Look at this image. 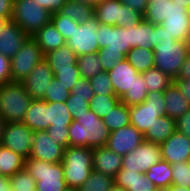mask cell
<instances>
[{
    "label": "cell",
    "mask_w": 190,
    "mask_h": 191,
    "mask_svg": "<svg viewBox=\"0 0 190 191\" xmlns=\"http://www.w3.org/2000/svg\"><path fill=\"white\" fill-rule=\"evenodd\" d=\"M169 1L170 0H158L149 2L143 14V19L149 21L153 25H161L166 19L167 3Z\"/></svg>",
    "instance_id": "ab89813d"
},
{
    "label": "cell",
    "mask_w": 190,
    "mask_h": 191,
    "mask_svg": "<svg viewBox=\"0 0 190 191\" xmlns=\"http://www.w3.org/2000/svg\"><path fill=\"white\" fill-rule=\"evenodd\" d=\"M53 74L54 78L69 92L81 78L77 63L72 68L58 69V72H53Z\"/></svg>",
    "instance_id": "7bdbcfd3"
},
{
    "label": "cell",
    "mask_w": 190,
    "mask_h": 191,
    "mask_svg": "<svg viewBox=\"0 0 190 191\" xmlns=\"http://www.w3.org/2000/svg\"><path fill=\"white\" fill-rule=\"evenodd\" d=\"M122 9L121 23L118 27L131 29L143 19V14L132 8L129 9L125 4H122Z\"/></svg>",
    "instance_id": "c3c4849f"
},
{
    "label": "cell",
    "mask_w": 190,
    "mask_h": 191,
    "mask_svg": "<svg viewBox=\"0 0 190 191\" xmlns=\"http://www.w3.org/2000/svg\"><path fill=\"white\" fill-rule=\"evenodd\" d=\"M108 74L115 95L121 98L128 90L132 89L135 78L140 73L137 72L126 59H123L119 61L113 69L109 70Z\"/></svg>",
    "instance_id": "d6986e66"
},
{
    "label": "cell",
    "mask_w": 190,
    "mask_h": 191,
    "mask_svg": "<svg viewBox=\"0 0 190 191\" xmlns=\"http://www.w3.org/2000/svg\"><path fill=\"white\" fill-rule=\"evenodd\" d=\"M173 84L178 88L184 98L190 103V79L174 80Z\"/></svg>",
    "instance_id": "680465c9"
},
{
    "label": "cell",
    "mask_w": 190,
    "mask_h": 191,
    "mask_svg": "<svg viewBox=\"0 0 190 191\" xmlns=\"http://www.w3.org/2000/svg\"><path fill=\"white\" fill-rule=\"evenodd\" d=\"M33 133L34 131L22 122H7L3 129L1 145L28 159Z\"/></svg>",
    "instance_id": "7c38bea8"
},
{
    "label": "cell",
    "mask_w": 190,
    "mask_h": 191,
    "mask_svg": "<svg viewBox=\"0 0 190 191\" xmlns=\"http://www.w3.org/2000/svg\"><path fill=\"white\" fill-rule=\"evenodd\" d=\"M44 59L53 72H58V69L72 68L77 63L78 56L65 44L46 53Z\"/></svg>",
    "instance_id": "83f0119b"
},
{
    "label": "cell",
    "mask_w": 190,
    "mask_h": 191,
    "mask_svg": "<svg viewBox=\"0 0 190 191\" xmlns=\"http://www.w3.org/2000/svg\"><path fill=\"white\" fill-rule=\"evenodd\" d=\"M32 38L38 44L43 55L66 44V40L51 21L38 30Z\"/></svg>",
    "instance_id": "603a6c76"
},
{
    "label": "cell",
    "mask_w": 190,
    "mask_h": 191,
    "mask_svg": "<svg viewBox=\"0 0 190 191\" xmlns=\"http://www.w3.org/2000/svg\"><path fill=\"white\" fill-rule=\"evenodd\" d=\"M32 101L21 82L0 84V116L5 123L22 122Z\"/></svg>",
    "instance_id": "3957f363"
},
{
    "label": "cell",
    "mask_w": 190,
    "mask_h": 191,
    "mask_svg": "<svg viewBox=\"0 0 190 191\" xmlns=\"http://www.w3.org/2000/svg\"><path fill=\"white\" fill-rule=\"evenodd\" d=\"M166 116L178 120L190 109V103L184 98L178 88L172 84L163 91Z\"/></svg>",
    "instance_id": "cb8c5ba5"
},
{
    "label": "cell",
    "mask_w": 190,
    "mask_h": 191,
    "mask_svg": "<svg viewBox=\"0 0 190 191\" xmlns=\"http://www.w3.org/2000/svg\"><path fill=\"white\" fill-rule=\"evenodd\" d=\"M48 135L56 140V142L63 146L65 149L69 146V130L68 127L64 128H54L49 127L45 130Z\"/></svg>",
    "instance_id": "f907efd6"
},
{
    "label": "cell",
    "mask_w": 190,
    "mask_h": 191,
    "mask_svg": "<svg viewBox=\"0 0 190 191\" xmlns=\"http://www.w3.org/2000/svg\"><path fill=\"white\" fill-rule=\"evenodd\" d=\"M53 78L54 74L48 62L42 59L21 83L33 100H44L45 92Z\"/></svg>",
    "instance_id": "2e32d148"
},
{
    "label": "cell",
    "mask_w": 190,
    "mask_h": 191,
    "mask_svg": "<svg viewBox=\"0 0 190 191\" xmlns=\"http://www.w3.org/2000/svg\"><path fill=\"white\" fill-rule=\"evenodd\" d=\"M147 83L148 92H163L167 87L173 84L174 79L158 68H151L141 73Z\"/></svg>",
    "instance_id": "e575fe53"
},
{
    "label": "cell",
    "mask_w": 190,
    "mask_h": 191,
    "mask_svg": "<svg viewBox=\"0 0 190 191\" xmlns=\"http://www.w3.org/2000/svg\"><path fill=\"white\" fill-rule=\"evenodd\" d=\"M11 20L32 37L51 21V13L35 0H14Z\"/></svg>",
    "instance_id": "8992f818"
},
{
    "label": "cell",
    "mask_w": 190,
    "mask_h": 191,
    "mask_svg": "<svg viewBox=\"0 0 190 191\" xmlns=\"http://www.w3.org/2000/svg\"><path fill=\"white\" fill-rule=\"evenodd\" d=\"M119 102L120 98L116 95H94L89 102V109L103 118Z\"/></svg>",
    "instance_id": "f35d334b"
},
{
    "label": "cell",
    "mask_w": 190,
    "mask_h": 191,
    "mask_svg": "<svg viewBox=\"0 0 190 191\" xmlns=\"http://www.w3.org/2000/svg\"><path fill=\"white\" fill-rule=\"evenodd\" d=\"M42 59L44 55L41 49L36 41L29 37L17 54L10 59L11 81L22 82Z\"/></svg>",
    "instance_id": "ba28073f"
},
{
    "label": "cell",
    "mask_w": 190,
    "mask_h": 191,
    "mask_svg": "<svg viewBox=\"0 0 190 191\" xmlns=\"http://www.w3.org/2000/svg\"><path fill=\"white\" fill-rule=\"evenodd\" d=\"M171 1L175 3H180L181 5H184L190 10V0H171Z\"/></svg>",
    "instance_id": "e7e4bbea"
},
{
    "label": "cell",
    "mask_w": 190,
    "mask_h": 191,
    "mask_svg": "<svg viewBox=\"0 0 190 191\" xmlns=\"http://www.w3.org/2000/svg\"><path fill=\"white\" fill-rule=\"evenodd\" d=\"M102 119L110 132L128 126L130 125L129 106L120 101Z\"/></svg>",
    "instance_id": "836d02e7"
},
{
    "label": "cell",
    "mask_w": 190,
    "mask_h": 191,
    "mask_svg": "<svg viewBox=\"0 0 190 191\" xmlns=\"http://www.w3.org/2000/svg\"><path fill=\"white\" fill-rule=\"evenodd\" d=\"M70 92L62 86L55 78L50 82L48 90L44 95L45 102H62L65 103L69 98Z\"/></svg>",
    "instance_id": "bcb514c9"
},
{
    "label": "cell",
    "mask_w": 190,
    "mask_h": 191,
    "mask_svg": "<svg viewBox=\"0 0 190 191\" xmlns=\"http://www.w3.org/2000/svg\"><path fill=\"white\" fill-rule=\"evenodd\" d=\"M29 36L12 20H7L0 31V53L14 57Z\"/></svg>",
    "instance_id": "ac0fdd59"
},
{
    "label": "cell",
    "mask_w": 190,
    "mask_h": 191,
    "mask_svg": "<svg viewBox=\"0 0 190 191\" xmlns=\"http://www.w3.org/2000/svg\"><path fill=\"white\" fill-rule=\"evenodd\" d=\"M100 63L102 65L103 71L108 72L113 69L115 65L125 59L124 54H112V53H97Z\"/></svg>",
    "instance_id": "816d5d0a"
},
{
    "label": "cell",
    "mask_w": 190,
    "mask_h": 191,
    "mask_svg": "<svg viewBox=\"0 0 190 191\" xmlns=\"http://www.w3.org/2000/svg\"><path fill=\"white\" fill-rule=\"evenodd\" d=\"M109 191H127L126 189H124L123 187L114 184Z\"/></svg>",
    "instance_id": "a7ac6f4b"
},
{
    "label": "cell",
    "mask_w": 190,
    "mask_h": 191,
    "mask_svg": "<svg viewBox=\"0 0 190 191\" xmlns=\"http://www.w3.org/2000/svg\"><path fill=\"white\" fill-rule=\"evenodd\" d=\"M5 124L6 123L3 121L2 117L0 116V144H1L3 129H4Z\"/></svg>",
    "instance_id": "003e7915"
},
{
    "label": "cell",
    "mask_w": 190,
    "mask_h": 191,
    "mask_svg": "<svg viewBox=\"0 0 190 191\" xmlns=\"http://www.w3.org/2000/svg\"><path fill=\"white\" fill-rule=\"evenodd\" d=\"M130 124L145 134L155 119L166 116L163 92H151L141 104L130 106Z\"/></svg>",
    "instance_id": "52a82bcc"
},
{
    "label": "cell",
    "mask_w": 190,
    "mask_h": 191,
    "mask_svg": "<svg viewBox=\"0 0 190 191\" xmlns=\"http://www.w3.org/2000/svg\"><path fill=\"white\" fill-rule=\"evenodd\" d=\"M65 104L71 113L73 120H76L80 115L87 113L90 110L89 102H87L84 98L73 95L72 93H70Z\"/></svg>",
    "instance_id": "7dc6e473"
},
{
    "label": "cell",
    "mask_w": 190,
    "mask_h": 191,
    "mask_svg": "<svg viewBox=\"0 0 190 191\" xmlns=\"http://www.w3.org/2000/svg\"><path fill=\"white\" fill-rule=\"evenodd\" d=\"M114 184V177L93 170L78 191H109Z\"/></svg>",
    "instance_id": "d590c367"
},
{
    "label": "cell",
    "mask_w": 190,
    "mask_h": 191,
    "mask_svg": "<svg viewBox=\"0 0 190 191\" xmlns=\"http://www.w3.org/2000/svg\"><path fill=\"white\" fill-rule=\"evenodd\" d=\"M100 23L95 17H92L84 23H79L77 28L66 41V45L77 54L84 55L99 51L98 28Z\"/></svg>",
    "instance_id": "9c48e42d"
},
{
    "label": "cell",
    "mask_w": 190,
    "mask_h": 191,
    "mask_svg": "<svg viewBox=\"0 0 190 191\" xmlns=\"http://www.w3.org/2000/svg\"><path fill=\"white\" fill-rule=\"evenodd\" d=\"M176 128L179 132L190 138V109L176 120Z\"/></svg>",
    "instance_id": "db71d44e"
},
{
    "label": "cell",
    "mask_w": 190,
    "mask_h": 191,
    "mask_svg": "<svg viewBox=\"0 0 190 191\" xmlns=\"http://www.w3.org/2000/svg\"><path fill=\"white\" fill-rule=\"evenodd\" d=\"M190 51V42L164 40L153 48L154 66L172 79H176Z\"/></svg>",
    "instance_id": "277c9868"
},
{
    "label": "cell",
    "mask_w": 190,
    "mask_h": 191,
    "mask_svg": "<svg viewBox=\"0 0 190 191\" xmlns=\"http://www.w3.org/2000/svg\"><path fill=\"white\" fill-rule=\"evenodd\" d=\"M24 168L36 181L37 191H63L68 187L62 162L51 163L29 157L25 160Z\"/></svg>",
    "instance_id": "5b68a950"
},
{
    "label": "cell",
    "mask_w": 190,
    "mask_h": 191,
    "mask_svg": "<svg viewBox=\"0 0 190 191\" xmlns=\"http://www.w3.org/2000/svg\"><path fill=\"white\" fill-rule=\"evenodd\" d=\"M161 160L160 144L144 141L137 148L123 156L122 168L145 173L152 165Z\"/></svg>",
    "instance_id": "8fae6325"
},
{
    "label": "cell",
    "mask_w": 190,
    "mask_h": 191,
    "mask_svg": "<svg viewBox=\"0 0 190 191\" xmlns=\"http://www.w3.org/2000/svg\"><path fill=\"white\" fill-rule=\"evenodd\" d=\"M116 185L127 191H156V186L145 176V173L121 168L114 177Z\"/></svg>",
    "instance_id": "44dd1931"
},
{
    "label": "cell",
    "mask_w": 190,
    "mask_h": 191,
    "mask_svg": "<svg viewBox=\"0 0 190 191\" xmlns=\"http://www.w3.org/2000/svg\"><path fill=\"white\" fill-rule=\"evenodd\" d=\"M11 191H32L36 188V181L31 174L23 168L9 178Z\"/></svg>",
    "instance_id": "60d3db41"
},
{
    "label": "cell",
    "mask_w": 190,
    "mask_h": 191,
    "mask_svg": "<svg viewBox=\"0 0 190 191\" xmlns=\"http://www.w3.org/2000/svg\"><path fill=\"white\" fill-rule=\"evenodd\" d=\"M14 0H0V16L11 20L13 15Z\"/></svg>",
    "instance_id": "6f0895ef"
},
{
    "label": "cell",
    "mask_w": 190,
    "mask_h": 191,
    "mask_svg": "<svg viewBox=\"0 0 190 191\" xmlns=\"http://www.w3.org/2000/svg\"><path fill=\"white\" fill-rule=\"evenodd\" d=\"M161 26L174 40L190 42V10L184 5L170 0Z\"/></svg>",
    "instance_id": "30bf717a"
},
{
    "label": "cell",
    "mask_w": 190,
    "mask_h": 191,
    "mask_svg": "<svg viewBox=\"0 0 190 191\" xmlns=\"http://www.w3.org/2000/svg\"><path fill=\"white\" fill-rule=\"evenodd\" d=\"M59 12L78 23H84L94 17V6L74 0H67Z\"/></svg>",
    "instance_id": "d6a6232c"
},
{
    "label": "cell",
    "mask_w": 190,
    "mask_h": 191,
    "mask_svg": "<svg viewBox=\"0 0 190 191\" xmlns=\"http://www.w3.org/2000/svg\"><path fill=\"white\" fill-rule=\"evenodd\" d=\"M93 149L68 146L64 151L62 167L68 187L79 188L93 171Z\"/></svg>",
    "instance_id": "7a4b0ae2"
},
{
    "label": "cell",
    "mask_w": 190,
    "mask_h": 191,
    "mask_svg": "<svg viewBox=\"0 0 190 191\" xmlns=\"http://www.w3.org/2000/svg\"><path fill=\"white\" fill-rule=\"evenodd\" d=\"M22 123L26 124L34 132L48 129V102L33 100L25 113Z\"/></svg>",
    "instance_id": "d4e9b609"
},
{
    "label": "cell",
    "mask_w": 190,
    "mask_h": 191,
    "mask_svg": "<svg viewBox=\"0 0 190 191\" xmlns=\"http://www.w3.org/2000/svg\"><path fill=\"white\" fill-rule=\"evenodd\" d=\"M77 64L81 77L91 79L93 76L103 72L97 52L79 55Z\"/></svg>",
    "instance_id": "74e56055"
},
{
    "label": "cell",
    "mask_w": 190,
    "mask_h": 191,
    "mask_svg": "<svg viewBox=\"0 0 190 191\" xmlns=\"http://www.w3.org/2000/svg\"><path fill=\"white\" fill-rule=\"evenodd\" d=\"M125 59L132 65V67L139 73H143L151 68H154V52L146 48H131Z\"/></svg>",
    "instance_id": "4dcf8cb0"
},
{
    "label": "cell",
    "mask_w": 190,
    "mask_h": 191,
    "mask_svg": "<svg viewBox=\"0 0 190 191\" xmlns=\"http://www.w3.org/2000/svg\"><path fill=\"white\" fill-rule=\"evenodd\" d=\"M0 191H11L9 178L0 175Z\"/></svg>",
    "instance_id": "6125c7cd"
},
{
    "label": "cell",
    "mask_w": 190,
    "mask_h": 191,
    "mask_svg": "<svg viewBox=\"0 0 190 191\" xmlns=\"http://www.w3.org/2000/svg\"><path fill=\"white\" fill-rule=\"evenodd\" d=\"M145 141L144 134L133 125L110 132L107 147L114 153L124 156Z\"/></svg>",
    "instance_id": "9a60e30c"
},
{
    "label": "cell",
    "mask_w": 190,
    "mask_h": 191,
    "mask_svg": "<svg viewBox=\"0 0 190 191\" xmlns=\"http://www.w3.org/2000/svg\"><path fill=\"white\" fill-rule=\"evenodd\" d=\"M73 122V117L65 103L48 102V128L69 127Z\"/></svg>",
    "instance_id": "1f68e13d"
},
{
    "label": "cell",
    "mask_w": 190,
    "mask_h": 191,
    "mask_svg": "<svg viewBox=\"0 0 190 191\" xmlns=\"http://www.w3.org/2000/svg\"><path fill=\"white\" fill-rule=\"evenodd\" d=\"M103 1H108V0H97V4H98L99 2H103Z\"/></svg>",
    "instance_id": "8c879c8a"
},
{
    "label": "cell",
    "mask_w": 190,
    "mask_h": 191,
    "mask_svg": "<svg viewBox=\"0 0 190 191\" xmlns=\"http://www.w3.org/2000/svg\"><path fill=\"white\" fill-rule=\"evenodd\" d=\"M123 156L114 153L107 146L93 149V170L115 177L122 168Z\"/></svg>",
    "instance_id": "ffe728a7"
},
{
    "label": "cell",
    "mask_w": 190,
    "mask_h": 191,
    "mask_svg": "<svg viewBox=\"0 0 190 191\" xmlns=\"http://www.w3.org/2000/svg\"><path fill=\"white\" fill-rule=\"evenodd\" d=\"M172 185L190 188V168L188 162L172 164Z\"/></svg>",
    "instance_id": "f6af8a7d"
},
{
    "label": "cell",
    "mask_w": 190,
    "mask_h": 191,
    "mask_svg": "<svg viewBox=\"0 0 190 191\" xmlns=\"http://www.w3.org/2000/svg\"><path fill=\"white\" fill-rule=\"evenodd\" d=\"M70 93L77 97L84 98L87 102H90L91 98L94 96V90L90 80L83 77L77 81Z\"/></svg>",
    "instance_id": "681fc988"
},
{
    "label": "cell",
    "mask_w": 190,
    "mask_h": 191,
    "mask_svg": "<svg viewBox=\"0 0 190 191\" xmlns=\"http://www.w3.org/2000/svg\"><path fill=\"white\" fill-rule=\"evenodd\" d=\"M6 21H7V19H4L3 17L0 16V31H1L3 25L5 24Z\"/></svg>",
    "instance_id": "89a4df30"
},
{
    "label": "cell",
    "mask_w": 190,
    "mask_h": 191,
    "mask_svg": "<svg viewBox=\"0 0 190 191\" xmlns=\"http://www.w3.org/2000/svg\"><path fill=\"white\" fill-rule=\"evenodd\" d=\"M190 79V51L181 66L180 72L174 80H187Z\"/></svg>",
    "instance_id": "91938a15"
},
{
    "label": "cell",
    "mask_w": 190,
    "mask_h": 191,
    "mask_svg": "<svg viewBox=\"0 0 190 191\" xmlns=\"http://www.w3.org/2000/svg\"><path fill=\"white\" fill-rule=\"evenodd\" d=\"M159 191H190V188H184L181 186L171 185L165 189H159Z\"/></svg>",
    "instance_id": "be15d7a7"
},
{
    "label": "cell",
    "mask_w": 190,
    "mask_h": 191,
    "mask_svg": "<svg viewBox=\"0 0 190 191\" xmlns=\"http://www.w3.org/2000/svg\"><path fill=\"white\" fill-rule=\"evenodd\" d=\"M94 95H115L108 72L103 71L90 79Z\"/></svg>",
    "instance_id": "ee69618b"
},
{
    "label": "cell",
    "mask_w": 190,
    "mask_h": 191,
    "mask_svg": "<svg viewBox=\"0 0 190 191\" xmlns=\"http://www.w3.org/2000/svg\"><path fill=\"white\" fill-rule=\"evenodd\" d=\"M51 22L66 41L71 37L74 28L79 25L78 22L62 15L59 11L51 14Z\"/></svg>",
    "instance_id": "b9f144b4"
},
{
    "label": "cell",
    "mask_w": 190,
    "mask_h": 191,
    "mask_svg": "<svg viewBox=\"0 0 190 191\" xmlns=\"http://www.w3.org/2000/svg\"><path fill=\"white\" fill-rule=\"evenodd\" d=\"M129 31L130 48H146L153 50L155 46L154 25L147 20L142 19L136 26Z\"/></svg>",
    "instance_id": "7402d4cb"
},
{
    "label": "cell",
    "mask_w": 190,
    "mask_h": 191,
    "mask_svg": "<svg viewBox=\"0 0 190 191\" xmlns=\"http://www.w3.org/2000/svg\"><path fill=\"white\" fill-rule=\"evenodd\" d=\"M11 82L10 58L0 53V84Z\"/></svg>",
    "instance_id": "f5cc1de1"
},
{
    "label": "cell",
    "mask_w": 190,
    "mask_h": 191,
    "mask_svg": "<svg viewBox=\"0 0 190 191\" xmlns=\"http://www.w3.org/2000/svg\"><path fill=\"white\" fill-rule=\"evenodd\" d=\"M97 53L124 54L131 49L129 43V31L126 28L101 24L98 28Z\"/></svg>",
    "instance_id": "4fadbf2b"
},
{
    "label": "cell",
    "mask_w": 190,
    "mask_h": 191,
    "mask_svg": "<svg viewBox=\"0 0 190 191\" xmlns=\"http://www.w3.org/2000/svg\"><path fill=\"white\" fill-rule=\"evenodd\" d=\"M122 10L119 0L103 1L94 6V17L101 24L118 26L121 23Z\"/></svg>",
    "instance_id": "484cf974"
},
{
    "label": "cell",
    "mask_w": 190,
    "mask_h": 191,
    "mask_svg": "<svg viewBox=\"0 0 190 191\" xmlns=\"http://www.w3.org/2000/svg\"><path fill=\"white\" fill-rule=\"evenodd\" d=\"M74 1H78V2L87 4V5H90V6L97 5V0H74Z\"/></svg>",
    "instance_id": "03108f58"
},
{
    "label": "cell",
    "mask_w": 190,
    "mask_h": 191,
    "mask_svg": "<svg viewBox=\"0 0 190 191\" xmlns=\"http://www.w3.org/2000/svg\"><path fill=\"white\" fill-rule=\"evenodd\" d=\"M162 160L171 165L188 162L190 159V138L176 130L165 142L160 144Z\"/></svg>",
    "instance_id": "e0dca14e"
},
{
    "label": "cell",
    "mask_w": 190,
    "mask_h": 191,
    "mask_svg": "<svg viewBox=\"0 0 190 191\" xmlns=\"http://www.w3.org/2000/svg\"><path fill=\"white\" fill-rule=\"evenodd\" d=\"M155 45H158L160 41L174 40L169 36L165 29L161 25H154Z\"/></svg>",
    "instance_id": "94428289"
},
{
    "label": "cell",
    "mask_w": 190,
    "mask_h": 191,
    "mask_svg": "<svg viewBox=\"0 0 190 191\" xmlns=\"http://www.w3.org/2000/svg\"><path fill=\"white\" fill-rule=\"evenodd\" d=\"M25 160L21 155L0 144V175L10 178L24 168Z\"/></svg>",
    "instance_id": "f1b7e54d"
},
{
    "label": "cell",
    "mask_w": 190,
    "mask_h": 191,
    "mask_svg": "<svg viewBox=\"0 0 190 191\" xmlns=\"http://www.w3.org/2000/svg\"><path fill=\"white\" fill-rule=\"evenodd\" d=\"M147 83L143 79L140 73L134 81V85L131 90H128L121 98L120 101L127 106H134L141 104L147 98L148 94Z\"/></svg>",
    "instance_id": "8d00e7d4"
},
{
    "label": "cell",
    "mask_w": 190,
    "mask_h": 191,
    "mask_svg": "<svg viewBox=\"0 0 190 191\" xmlns=\"http://www.w3.org/2000/svg\"><path fill=\"white\" fill-rule=\"evenodd\" d=\"M65 148L59 145L44 130L35 131L32 138L30 157L51 163H61Z\"/></svg>",
    "instance_id": "5bb4252c"
},
{
    "label": "cell",
    "mask_w": 190,
    "mask_h": 191,
    "mask_svg": "<svg viewBox=\"0 0 190 191\" xmlns=\"http://www.w3.org/2000/svg\"><path fill=\"white\" fill-rule=\"evenodd\" d=\"M176 121L167 116H162L155 119L154 124L148 128L144 134L145 141L162 144L170 137L175 131Z\"/></svg>",
    "instance_id": "4316f807"
},
{
    "label": "cell",
    "mask_w": 190,
    "mask_h": 191,
    "mask_svg": "<svg viewBox=\"0 0 190 191\" xmlns=\"http://www.w3.org/2000/svg\"><path fill=\"white\" fill-rule=\"evenodd\" d=\"M40 6L46 8L51 14L58 12L67 0H35Z\"/></svg>",
    "instance_id": "11a10c76"
},
{
    "label": "cell",
    "mask_w": 190,
    "mask_h": 191,
    "mask_svg": "<svg viewBox=\"0 0 190 191\" xmlns=\"http://www.w3.org/2000/svg\"><path fill=\"white\" fill-rule=\"evenodd\" d=\"M122 4H125L129 9L136 10L141 14H144L149 3V0H119Z\"/></svg>",
    "instance_id": "9f6ffc18"
},
{
    "label": "cell",
    "mask_w": 190,
    "mask_h": 191,
    "mask_svg": "<svg viewBox=\"0 0 190 191\" xmlns=\"http://www.w3.org/2000/svg\"><path fill=\"white\" fill-rule=\"evenodd\" d=\"M145 176L156 186L157 189H165L172 185V166L165 160L152 165Z\"/></svg>",
    "instance_id": "f546056e"
},
{
    "label": "cell",
    "mask_w": 190,
    "mask_h": 191,
    "mask_svg": "<svg viewBox=\"0 0 190 191\" xmlns=\"http://www.w3.org/2000/svg\"><path fill=\"white\" fill-rule=\"evenodd\" d=\"M63 191H78V189H77V188L67 187V188L64 189Z\"/></svg>",
    "instance_id": "2644e50d"
},
{
    "label": "cell",
    "mask_w": 190,
    "mask_h": 191,
    "mask_svg": "<svg viewBox=\"0 0 190 191\" xmlns=\"http://www.w3.org/2000/svg\"><path fill=\"white\" fill-rule=\"evenodd\" d=\"M69 146L88 148L104 147L108 143L110 131L96 113H83L68 127Z\"/></svg>",
    "instance_id": "6da1fadb"
}]
</instances>
